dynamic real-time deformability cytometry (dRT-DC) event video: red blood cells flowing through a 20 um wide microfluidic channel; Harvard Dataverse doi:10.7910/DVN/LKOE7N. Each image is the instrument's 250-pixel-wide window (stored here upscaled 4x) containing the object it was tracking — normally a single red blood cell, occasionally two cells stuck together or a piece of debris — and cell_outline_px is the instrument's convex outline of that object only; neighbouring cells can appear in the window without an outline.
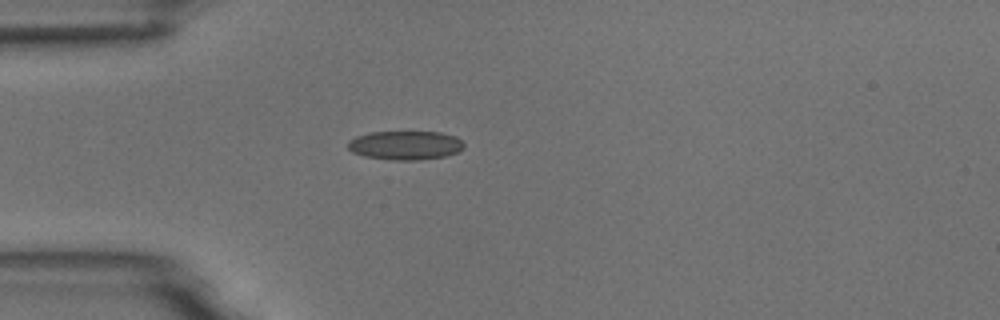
{"species": "common noctule bat (a hibernating species)", "species_latin": "Nyctalus noctula", "temperature_condition": "room temperature", "stored_images_in_passage": 19, "camera_frame_rate_fps": 3000, "um_per_image_px": 0.085, "animal": {"sex": "male", "body_mass_g": 18.8}, "frame": {"image": 1, "passage_image": 1, "time_ms": 0.0, "image_size_px": [1000, 320], "cell_outline_px": [[464, 148], [460, 152], [444, 156], [416, 160], [392, 160], [364, 156], [352, 152], [348, 148], [348, 140], [356, 136], [368, 132], [440, 132], [456, 136], [464, 144]], "centroid_in_image_um": [34.45, 12.34], "position_along_channel_um": 50.6, "area_um2": 19.65}}
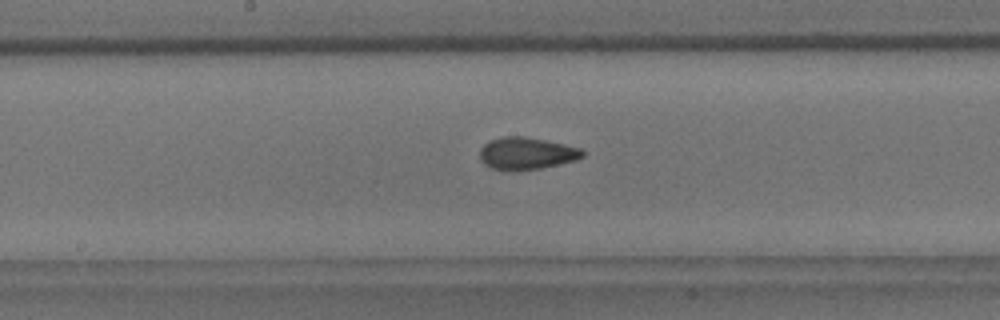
{"frame": {"image": 2, "passage_image": 14, "time_ms": 4.333, "image_size_px": [1000, 320], "cell_outline_px": [[584, 156], [576, 160], [540, 168], [492, 168], [484, 164], [480, 160], [480, 148], [484, 144], [492, 140], [504, 136], [524, 136], [564, 144], [580, 148], [584, 152]], "centroid_in_image_um": [44.76, 13.0], "position_along_channel_um": 203.4, "area_um2": 18.61}}
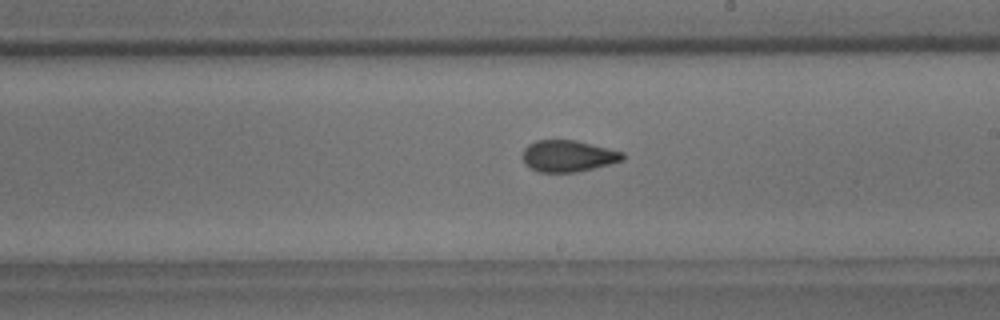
{"frame": {"image": 3, "passage_image": 17, "time_ms": 5.333, "image_size_px": [1000, 320], "cell_outline_px": [[624, 160], [576, 172], [540, 172], [524, 164], [520, 156], [524, 148], [528, 144], [536, 140], [576, 140], [624, 152]], "centroid_in_image_um": [48.24, 13.25], "position_along_channel_um": 240.8, "area_um2": 18.44}}